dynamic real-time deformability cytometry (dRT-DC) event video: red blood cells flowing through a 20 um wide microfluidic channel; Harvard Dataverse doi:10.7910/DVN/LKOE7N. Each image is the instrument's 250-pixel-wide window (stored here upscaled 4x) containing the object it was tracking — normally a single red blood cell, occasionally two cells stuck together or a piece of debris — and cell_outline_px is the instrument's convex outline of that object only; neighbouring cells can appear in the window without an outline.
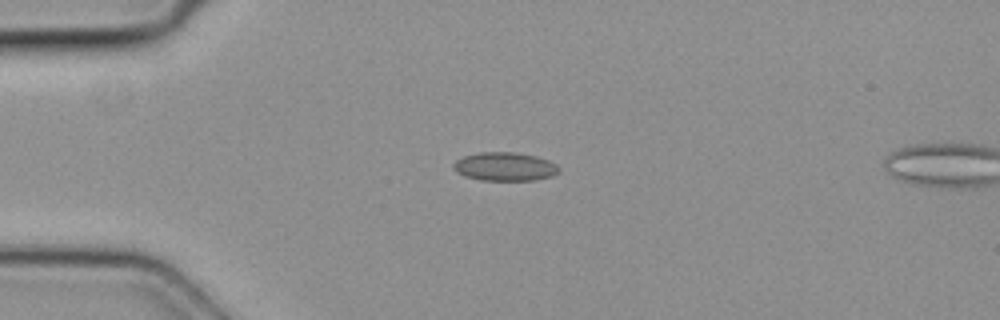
{"species": "common noctule bat (a hibernating species)", "species_latin": "Nyctalus noctula", "temperature_condition": "cold", "stored_images_in_passage": 2, "camera_frame_rate_fps": 3000, "um_per_image_px": 0.085, "animal": {"sex": "female", "body_mass_g": 19.3, "forearm_length_mm": 54.1}, "frame": {"image": 1, "passage_image": 1, "time_ms": 0.0, "image_size_px": [1000, 320], "cell_outline_px": [[560, 172], [552, 176], [536, 180], [480, 180], [464, 176], [456, 172], [452, 168], [452, 164], [456, 160], [464, 156], [480, 152], [516, 152], [536, 156], [548, 160], [556, 164], [560, 168]], "centroid_in_image_um": [42.91, 14.16], "position_along_channel_um": 42.1, "area_um2": 17.74}}